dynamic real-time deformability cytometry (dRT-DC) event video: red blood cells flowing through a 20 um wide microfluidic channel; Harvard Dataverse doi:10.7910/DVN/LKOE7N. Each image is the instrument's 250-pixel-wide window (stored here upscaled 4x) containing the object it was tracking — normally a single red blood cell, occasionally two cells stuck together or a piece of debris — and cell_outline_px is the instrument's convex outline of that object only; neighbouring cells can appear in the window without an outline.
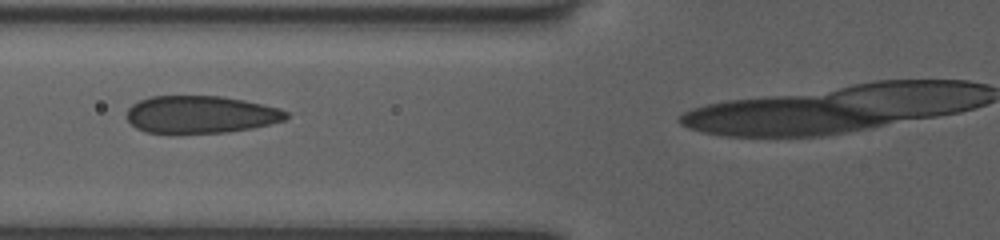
{"species": "human", "species_latin": "Homo sapiens", "temperature_condition": "room temperature", "stored_images_in_passage": 8, "segment_of_instrument_passage": [1, 2], "camera_frame_rate_fps": 3000, "um_per_image_px": 0.085, "donor": {"sex": "female"}, "frame": {"image": 1, "passage_image": 4, "time_ms": 2.667, "image_size_px": [1000, 240], "cell_outline_px": [[288, 116], [284, 120], [252, 128], [224, 132], [144, 132], [136, 128], [124, 116], [128, 108], [132, 104], [140, 100], [152, 96], [220, 96], [244, 100], [264, 104], [280, 108], [288, 112]], "centroid_in_image_um": [17.04, 9.71], "position_along_channel_um": 108.8, "area_um2": 34.56}}
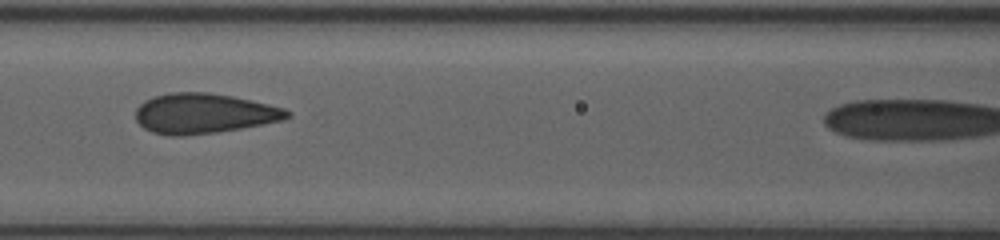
{"frame": {"image": 2, "passage_image": 6, "time_ms": 3.667, "image_size_px": [1000, 240], "cell_outline_px": [[292, 116], [284, 120], [240, 128], [216, 132], [180, 136], [172, 136], [152, 132], [144, 128], [136, 120], [136, 108], [144, 100], [156, 96], [172, 92], [208, 92], [232, 96], [252, 100], [284, 108], [292, 112]], "centroid_in_image_um": [17.34, 9.64], "position_along_channel_um": 149.3, "area_um2": 35.37}}